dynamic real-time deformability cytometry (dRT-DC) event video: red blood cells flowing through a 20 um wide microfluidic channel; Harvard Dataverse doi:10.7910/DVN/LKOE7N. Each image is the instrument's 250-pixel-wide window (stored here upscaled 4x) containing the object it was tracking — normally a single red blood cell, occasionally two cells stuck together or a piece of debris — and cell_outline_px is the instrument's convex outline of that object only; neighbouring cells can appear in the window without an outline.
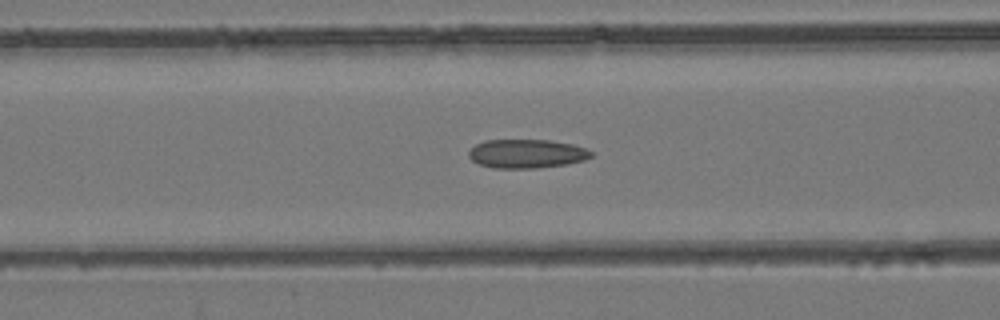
{"species": "common noctule bat (a hibernating species)", "species_latin": "Nyctalus noctula", "temperature_condition": "room temperature", "stored_images_in_passage": 53, "camera_frame_rate_fps": 3000, "um_per_image_px": 0.085, "animal": {"sex": "female", "body_mass_g": 24.6, "forearm_length_mm": 56.2}, "frame": {"image": 1, "passage_image": 22, "time_ms": 7.0, "image_size_px": [1000, 320], "cell_outline_px": [[592, 156], [584, 160], [568, 164], [536, 168], [492, 168], [480, 164], [472, 160], [468, 156], [468, 152], [476, 144], [484, 140], [548, 140], [572, 144], [584, 148], [592, 152]], "centroid_in_image_um": [44.75, 13.07], "position_along_channel_um": 121.8, "area_um2": 20.52}}
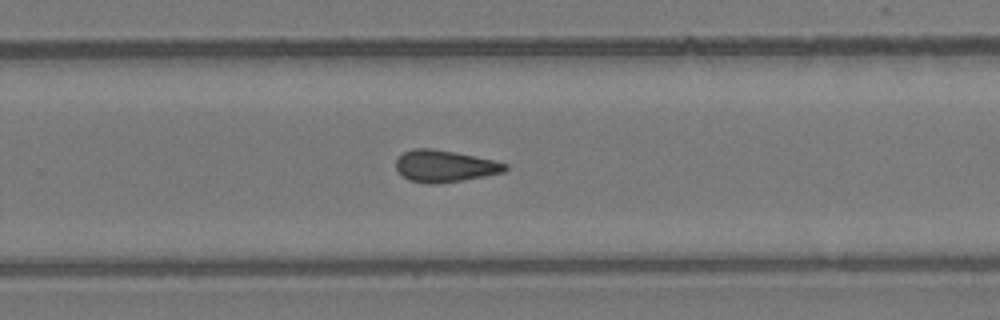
{"frame": {"image": 2, "passage_image": 35, "time_ms": 11.333, "image_size_px": [1000, 320], "cell_outline_px": [[508, 168], [504, 172], [484, 176], [436, 184], [428, 184], [408, 180], [396, 168], [396, 160], [404, 152], [412, 148], [432, 148], [456, 152], [492, 160], [508, 164]], "centroid_in_image_um": [37.79, 14.11], "position_along_channel_um": 292.0, "area_um2": 20.11}}
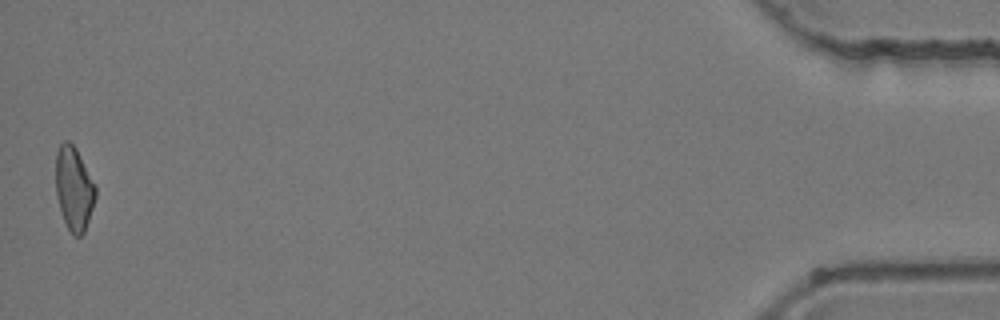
{"frame": {"image": 3, "passage_image": 53, "time_ms": 17.333, "image_size_px": [1000, 320], "cell_outline_px": [[96, 196], [84, 232], [80, 236], [72, 236], [64, 220], [60, 208], [56, 192], [56, 152], [60, 144], [64, 140], [68, 140], [76, 148], [96, 188]], "centroid_in_image_um": [6.27, 16.02], "position_along_channel_um": 428.9, "area_um2": 19.07}, "authors_computed_cell_mechanics": {"area_um2": 20.3456, "velocity_mm_per_s": 3.932, "shape_relaxation_time_tau1_ms": null, "shape_relaxation_time_tau2_ms": 6.9558, "deformation_change_tau1": null, "deformation_change_tau2": 0.1553}}